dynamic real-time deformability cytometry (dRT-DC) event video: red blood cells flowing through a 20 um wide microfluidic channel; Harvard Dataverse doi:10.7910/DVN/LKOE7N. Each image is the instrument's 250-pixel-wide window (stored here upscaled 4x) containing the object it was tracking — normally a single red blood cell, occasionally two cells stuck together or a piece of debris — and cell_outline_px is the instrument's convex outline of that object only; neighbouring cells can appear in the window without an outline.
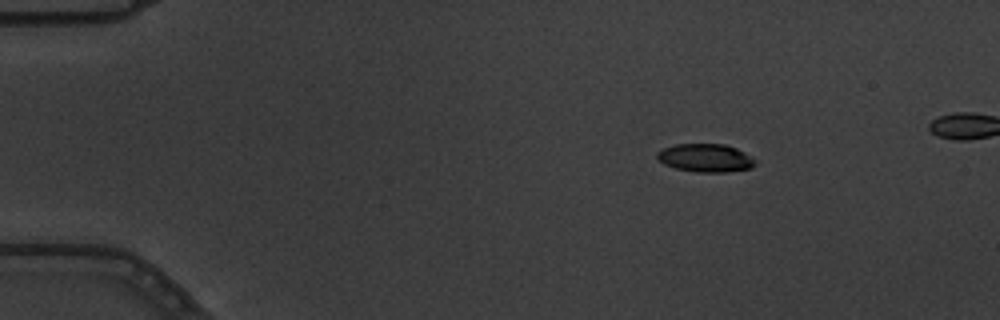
{"species": "common noctule bat (a hibernating species)", "species_latin": "Nyctalus noctula", "temperature_condition": "warm", "stored_images_in_passage": 4, "camera_frame_rate_fps": 3000, "um_per_image_px": 0.085, "animal": {"sex": "male", "body_mass_g": 19.5, "forearm_length_mm": 54.6}, "frame": {"image": 1, "passage_image": 1, "time_ms": 0.0, "image_size_px": [1000, 320], "cell_outline_px": [[756, 164], [752, 168], [724, 172], [696, 172], [676, 168], [664, 164], [656, 156], [656, 152], [664, 148], [676, 144], [724, 144], [736, 148], [744, 152], [756, 160]], "centroid_in_image_um": [59.98, 13.42], "position_along_channel_um": 25.0, "area_um2": 16.07}}